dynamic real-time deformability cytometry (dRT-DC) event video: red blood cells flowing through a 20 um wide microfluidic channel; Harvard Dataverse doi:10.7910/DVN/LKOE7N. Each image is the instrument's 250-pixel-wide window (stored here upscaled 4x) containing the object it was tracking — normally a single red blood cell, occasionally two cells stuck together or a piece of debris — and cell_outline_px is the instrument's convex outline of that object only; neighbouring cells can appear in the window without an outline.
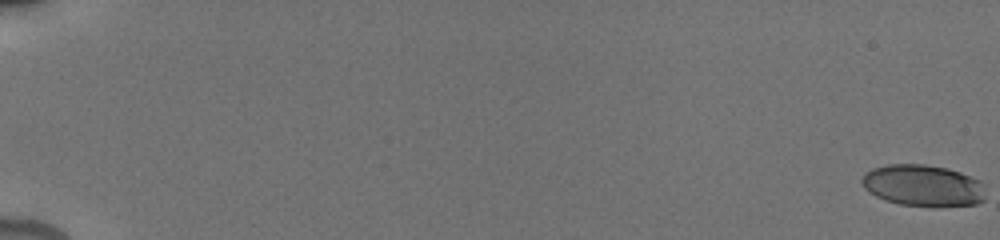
{"species": "human", "species_latin": "Homo sapiens", "temperature_condition": "cold", "stored_images_in_passage": 54, "camera_frame_rate_fps": 3000, "um_per_image_px": 0.085, "donor": {"sex": "male"}, "frame": {"image": 1, "passage_image": 1, "time_ms": 0.0, "image_size_px": [1000, 240], "cell_outline_px": [[984, 200], [976, 204], [900, 204], [884, 200], [868, 192], [864, 188], [860, 180], [864, 172], [872, 168], [888, 164], [924, 164], [948, 168], [960, 172], [980, 180], [984, 184]], "centroid_in_image_um": [78.41, 15.72], "position_along_channel_um": 6.6, "area_um2": 29.54}}
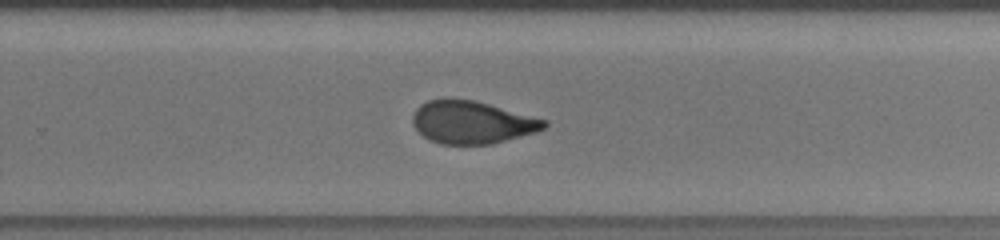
{"frame": {"image": 2, "passage_image": 37, "time_ms": 13.0, "image_size_px": [1000, 240], "cell_outline_px": [[548, 124], [544, 128], [536, 132], [492, 144], [440, 144], [424, 136], [416, 128], [412, 120], [412, 116], [416, 108], [420, 104], [428, 100], [472, 100], [488, 104], [548, 120]], "centroid_in_image_um": [40.14, 10.41], "position_along_channel_um": 289.7, "area_um2": 32.19}}
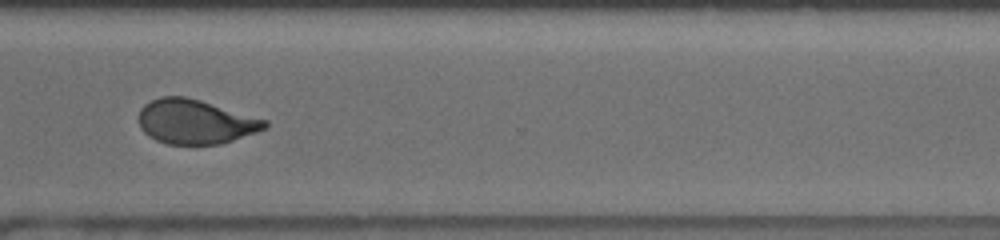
{"frame": {"image": 3, "passage_image": 42, "time_ms": 14.667, "image_size_px": [1000, 240], "cell_outline_px": [[268, 128], [220, 144], [168, 144], [156, 140], [148, 136], [140, 128], [140, 108], [144, 104], [160, 96], [184, 96], [200, 100], [268, 120]], "centroid_in_image_um": [16.6, 10.34], "position_along_channel_um": 354.0, "area_um2": 32.54}, "authors_computed_cell_mechanics": {"area_um2": 32.5992, "velocity_mm_per_s": 3.8521, "shape_relaxation_time_tau1_ms": 7.8687, "shape_relaxation_time_tau2_ms": 1.5147, "deformation_change_tau1": 0.2084, "deformation_change_tau2": 0.0719}}